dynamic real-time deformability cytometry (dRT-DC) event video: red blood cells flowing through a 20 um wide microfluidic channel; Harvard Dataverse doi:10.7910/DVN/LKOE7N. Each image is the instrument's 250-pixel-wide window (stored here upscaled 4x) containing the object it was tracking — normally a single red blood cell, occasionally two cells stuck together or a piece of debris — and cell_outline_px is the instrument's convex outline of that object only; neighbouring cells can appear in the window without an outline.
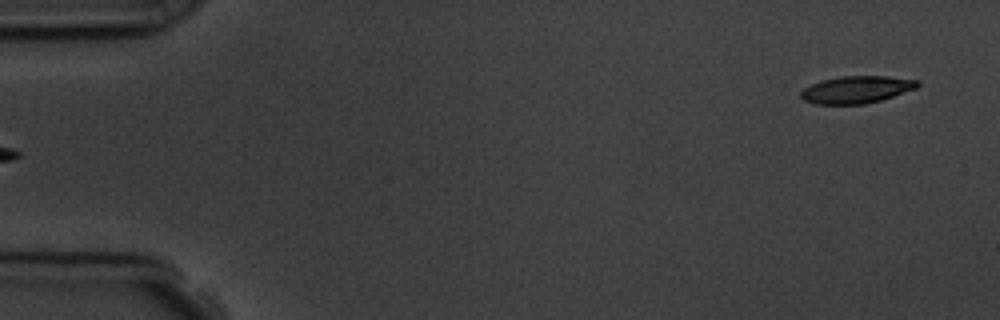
{"species": "common noctule bat (a hibernating species)", "species_latin": "Nyctalus noctula", "temperature_condition": "room temperature", "stored_images_in_passage": 5, "camera_frame_rate_fps": 3000, "um_per_image_px": 0.085, "animal": {"sex": "male", "body_mass_g": 19.5, "forearm_length_mm": 54.6}, "frame": {"image": 1, "passage_image": 5, "time_ms": 4.333, "image_size_px": [1000, 320], "cell_outline_px": [[920, 84], [916, 88], [880, 100], [864, 104], [816, 104], [804, 100], [800, 96], [800, 92], [804, 88], [820, 80], [840, 76], [888, 76], [920, 80]], "centroid_in_image_um": [72.79, 7.6], "position_along_channel_um": 12.2, "area_um2": 18.5}}